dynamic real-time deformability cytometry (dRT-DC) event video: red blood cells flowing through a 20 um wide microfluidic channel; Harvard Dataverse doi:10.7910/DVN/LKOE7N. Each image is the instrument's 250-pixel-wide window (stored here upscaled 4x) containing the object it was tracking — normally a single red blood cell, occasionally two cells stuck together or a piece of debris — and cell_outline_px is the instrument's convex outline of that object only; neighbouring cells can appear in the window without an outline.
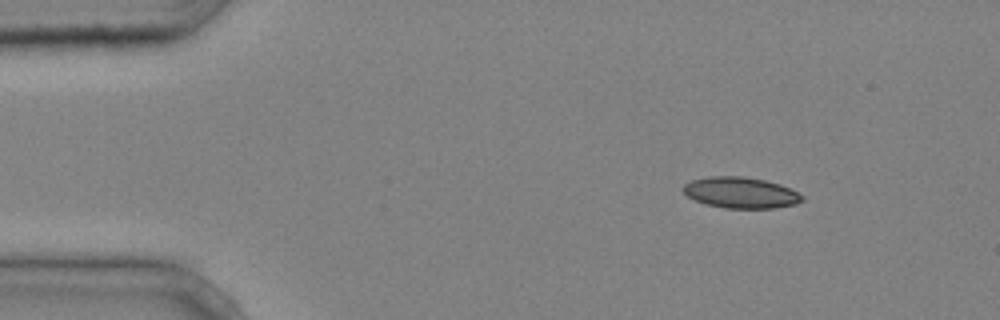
{"species": "common noctule bat (a hibernating species)", "species_latin": "Nyctalus noctula", "temperature_condition": "cold", "stored_images_in_passage": 44, "camera_frame_rate_fps": 3000, "um_per_image_px": 0.085, "animal": {"sex": "male", "body_mass_g": 20.4}, "frame": {"image": 1, "passage_image": 5, "time_ms": 1.333, "image_size_px": [1000, 320], "cell_outline_px": [[804, 200], [796, 204], [772, 208], [724, 208], [708, 204], [696, 200], [688, 196], [680, 188], [684, 184], [692, 180], [708, 176], [744, 176], [764, 180], [780, 184], [804, 196]], "centroid_in_image_um": [62.95, 16.37], "position_along_channel_um": 22.0, "area_um2": 21.44}}
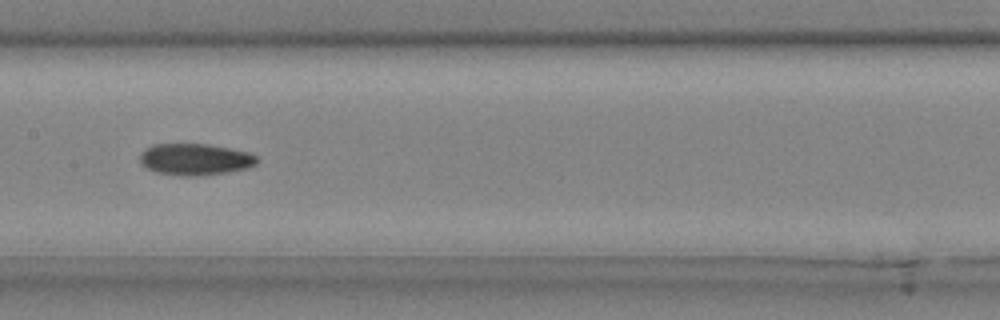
{"frame": {"image": 2, "passage_image": 22, "time_ms": 7.0, "image_size_px": [1000, 320], "cell_outline_px": [[260, 160], [256, 164], [248, 168], [228, 172], [192, 176], [180, 176], [156, 172], [140, 164], [140, 152], [144, 148], [152, 144], [208, 144], [248, 152], [256, 156]], "centroid_in_image_um": [16.56, 13.54], "position_along_channel_um": 190.8, "area_um2": 21.68}}
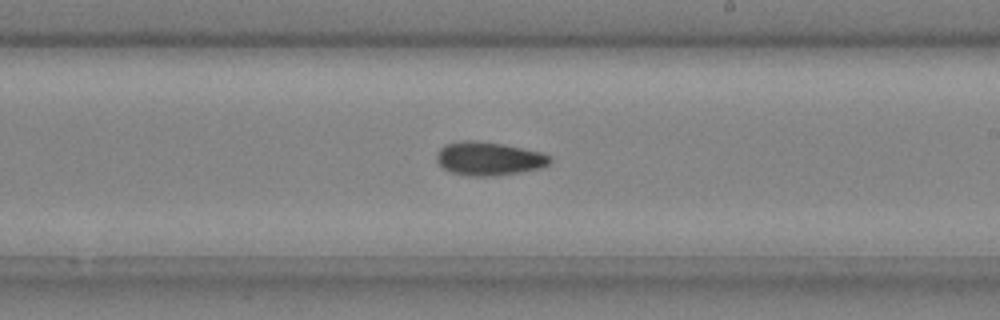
{"frame": {"image": 3, "passage_image": 26, "time_ms": 8.333, "image_size_px": [1000, 320], "cell_outline_px": [[552, 164], [540, 168], [520, 172], [492, 176], [472, 176], [452, 172], [444, 168], [436, 160], [436, 156], [440, 148], [444, 144], [460, 140], [476, 140], [504, 144], [544, 152], [552, 156]], "centroid_in_image_um": [41.6, 13.46], "position_along_channel_um": 247.4, "area_um2": 22.43}, "authors_computed_cell_mechanics": {"area_um2": 21.5305, "velocity_mm_per_s": 4.2564, "shape_relaxation_time_tau1_ms": null, "shape_relaxation_time_tau2_ms": 7.7914, "deformation_change_tau1": null, "deformation_change_tau2": 0.1144}}